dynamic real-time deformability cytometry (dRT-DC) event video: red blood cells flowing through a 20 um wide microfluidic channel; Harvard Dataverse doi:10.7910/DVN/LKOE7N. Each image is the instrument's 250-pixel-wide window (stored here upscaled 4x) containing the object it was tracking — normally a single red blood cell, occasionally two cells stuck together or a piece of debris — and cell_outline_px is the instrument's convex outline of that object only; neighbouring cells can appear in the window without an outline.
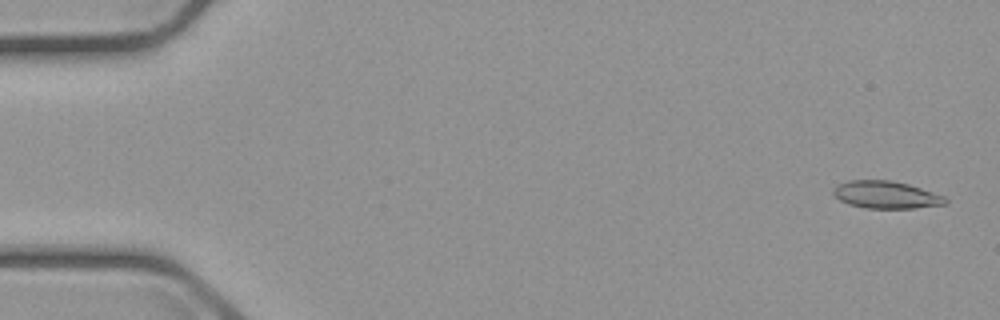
{"species": "common noctule bat (a hibernating species)", "species_latin": "Nyctalus noctula", "temperature_condition": "cold", "stored_images_in_passage": 5, "camera_frame_rate_fps": 3000, "um_per_image_px": 0.085, "animal": {"sex": "male", "body_mass_g": 23.1, "forearm_length_mm": 52.7}, "frame": {"image": 1, "passage_image": 1, "time_ms": 0.0, "image_size_px": [1000, 320], "cell_outline_px": [[948, 204], [916, 208], [864, 208], [848, 204], [840, 200], [832, 192], [832, 188], [836, 184], [848, 180], [888, 180], [908, 184], [944, 196], [948, 200]], "centroid_in_image_um": [75.29, 16.56], "position_along_channel_um": 9.7, "area_um2": 17.98}}